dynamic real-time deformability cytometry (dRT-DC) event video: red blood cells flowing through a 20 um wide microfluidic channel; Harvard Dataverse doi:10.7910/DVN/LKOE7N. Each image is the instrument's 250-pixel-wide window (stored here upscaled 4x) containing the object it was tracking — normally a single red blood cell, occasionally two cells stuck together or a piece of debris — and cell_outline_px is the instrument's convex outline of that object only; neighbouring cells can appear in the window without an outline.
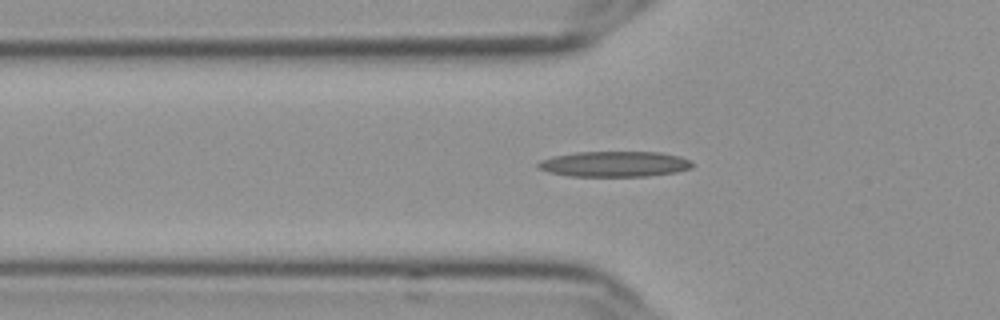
{"species": "Egyptian fruit bat (a non-hibernating species)", "species_latin": "Rousettus aegyptiacus", "temperature_condition": "cold", "stored_images_in_passage": 53, "segment_of_instrument_passage": [1, 2], "camera_frame_rate_fps": 3000, "um_per_image_px": 0.085, "frame": {"image": 1, "passage_image": 15, "time_ms": 4.667, "image_size_px": [1000, 320], "cell_outline_px": [[692, 168], [676, 172], [648, 176], [568, 176], [548, 172], [540, 168], [536, 164], [540, 160], [552, 156], [576, 152], [660, 152], [680, 156], [688, 160], [692, 164]], "centroid_in_image_um": [52.21, 13.94], "position_along_channel_um": 73.6, "area_um2": 22.95}}
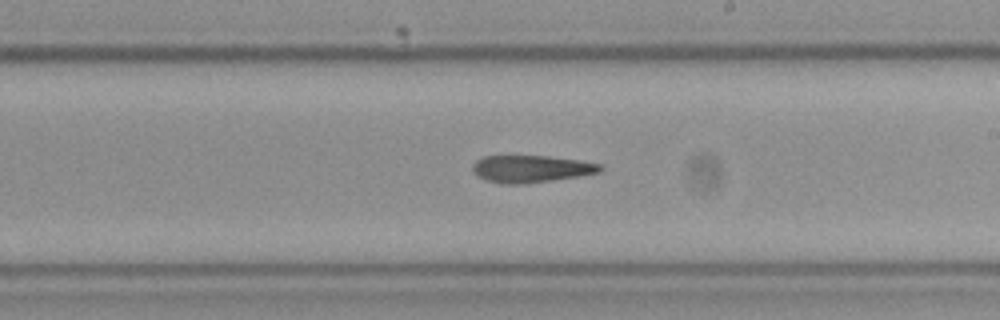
{"frame": {"image": 2, "passage_image": 29, "time_ms": 9.333, "image_size_px": [1000, 320], "cell_outline_px": [[604, 168], [600, 172], [552, 180], [520, 184], [504, 184], [488, 180], [472, 172], [472, 164], [476, 160], [484, 156], [548, 156], [580, 160], [604, 164]], "centroid_in_image_um": [45.17, 14.34], "position_along_channel_um": 243.8, "area_um2": 20.11}}
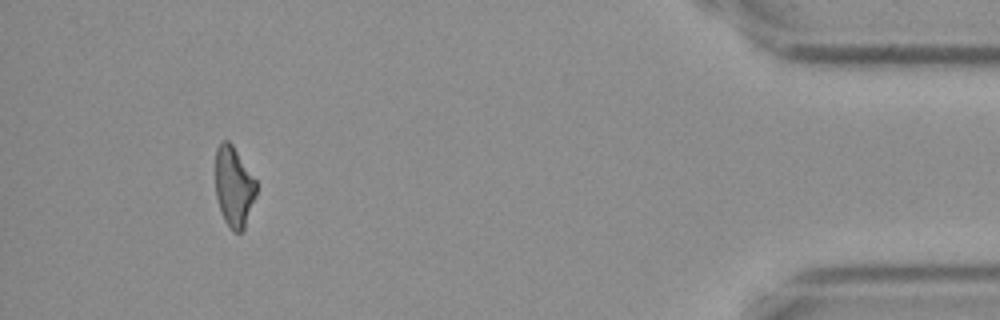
{"frame": {"image": 3, "passage_image": 48, "time_ms": 15.667, "image_size_px": [1000, 320], "cell_outline_px": [[256, 196], [244, 228], [240, 232], [232, 232], [224, 220], [216, 196], [216, 148], [220, 140], [228, 140], [232, 144], [256, 180]], "centroid_in_image_um": [19.87, 15.85], "position_along_channel_um": 415.3, "area_um2": 19.07}}